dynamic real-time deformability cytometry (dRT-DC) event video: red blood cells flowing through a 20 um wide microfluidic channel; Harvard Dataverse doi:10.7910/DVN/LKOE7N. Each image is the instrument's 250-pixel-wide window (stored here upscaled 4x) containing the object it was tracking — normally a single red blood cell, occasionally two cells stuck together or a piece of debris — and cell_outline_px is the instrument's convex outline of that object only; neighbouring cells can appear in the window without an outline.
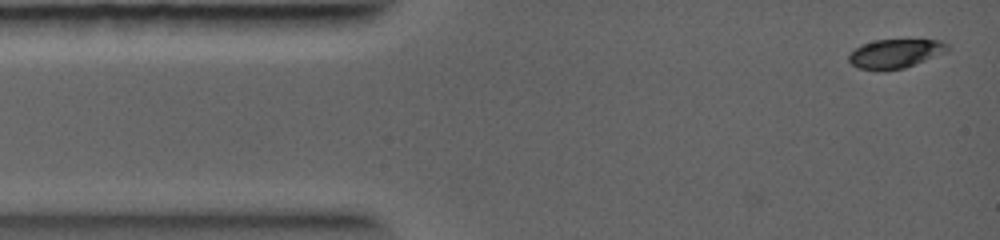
{"species": "common noctule bat (a hibernating species)", "species_latin": "Nyctalus noctula", "temperature_condition": "warm", "stored_images_in_passage": 3, "camera_frame_rate_fps": 5000, "um_per_image_px": 0.085, "animal": {"sex": "female", "body_mass_g": 19.0, "forearm_length_mm": 56.7}, "frame": {"image": 1, "passage_image": 1, "time_ms": 0.0, "image_size_px": [1000, 240], "cell_outline_px": [[948, 52], [904, 68], [856, 68], [848, 60], [848, 56], [860, 44], [876, 40], [944, 40], [948, 44]], "centroid_in_image_um": [76.15, 4.52], "position_along_channel_um": 8.9, "area_um2": 16.3}}